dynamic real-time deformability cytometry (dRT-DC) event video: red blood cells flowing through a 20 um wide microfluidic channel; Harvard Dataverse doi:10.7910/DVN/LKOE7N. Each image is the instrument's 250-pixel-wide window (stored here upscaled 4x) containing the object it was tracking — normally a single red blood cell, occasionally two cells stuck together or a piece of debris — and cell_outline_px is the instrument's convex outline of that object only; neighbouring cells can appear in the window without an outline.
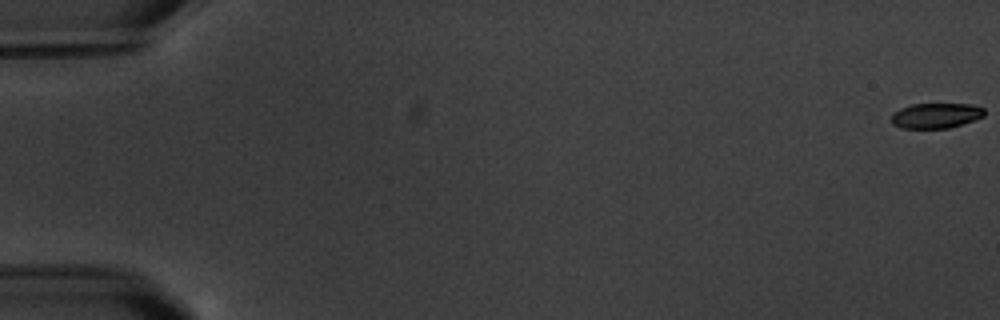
{"species": "common noctule bat (a hibernating species)", "species_latin": "Nyctalus noctula", "temperature_condition": "warm", "stored_images_in_passage": 3, "camera_frame_rate_fps": 3000, "um_per_image_px": 0.085, "animal": {"sex": "male", "body_mass_g": 20.1, "forearm_length_mm": 53.5}, "frame": {"image": 1, "passage_image": 1, "time_ms": 0.0, "image_size_px": [1000, 320], "cell_outline_px": [[984, 116], [948, 128], [900, 128], [892, 124], [892, 112], [900, 108], [912, 104], [972, 104], [984, 108]], "centroid_in_image_um": [79.51, 9.82], "position_along_channel_um": 5.5, "area_um2": 13.58}}